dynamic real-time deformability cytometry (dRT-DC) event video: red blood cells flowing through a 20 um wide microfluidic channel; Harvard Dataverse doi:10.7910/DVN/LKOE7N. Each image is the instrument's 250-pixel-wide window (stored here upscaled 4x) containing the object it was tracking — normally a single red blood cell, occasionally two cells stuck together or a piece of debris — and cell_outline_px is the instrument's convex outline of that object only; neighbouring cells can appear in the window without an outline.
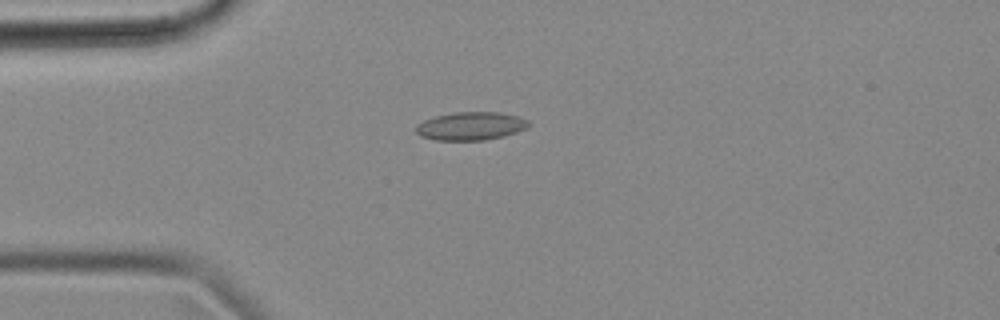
{"species": "common noctule bat (a hibernating species)", "species_latin": "Nyctalus noctula", "temperature_condition": "cold", "stored_images_in_passage": 44, "camera_frame_rate_fps": 3000, "um_per_image_px": 0.085, "animal": {"sex": "female", "body_mass_g": 18.4}, "frame": {"image": 1, "passage_image": 3, "time_ms": 0.667, "image_size_px": [1000, 320], "cell_outline_px": [[532, 124], [516, 132], [504, 136], [484, 140], [436, 140], [420, 136], [416, 132], [416, 124], [424, 120], [436, 116], [456, 112], [500, 112], [516, 116], [528, 120]], "centroid_in_image_um": [40.01, 10.71], "position_along_channel_um": 45.0, "area_um2": 18.44}}
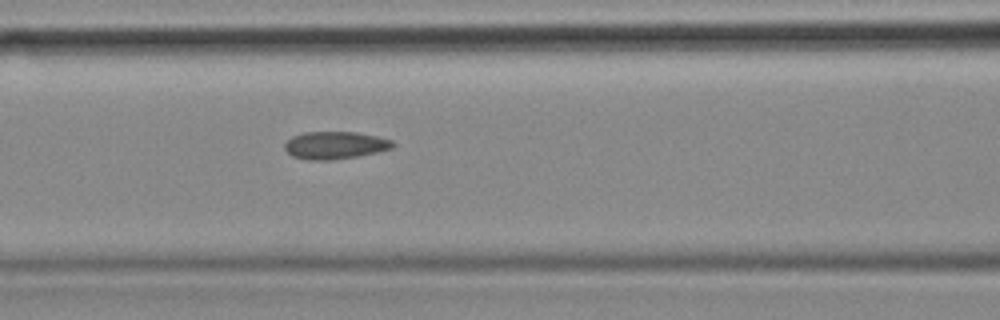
{"frame": {"image": 2, "passage_image": 12, "time_ms": 3.667, "image_size_px": [1000, 320], "cell_outline_px": [[396, 144], [392, 148], [376, 152], [356, 156], [332, 160], [308, 160], [292, 156], [284, 148], [284, 144], [292, 136], [304, 132], [356, 132], [376, 136], [392, 140]], "centroid_in_image_um": [28.46, 12.34], "position_along_channel_um": 138.1, "area_um2": 17.28}}
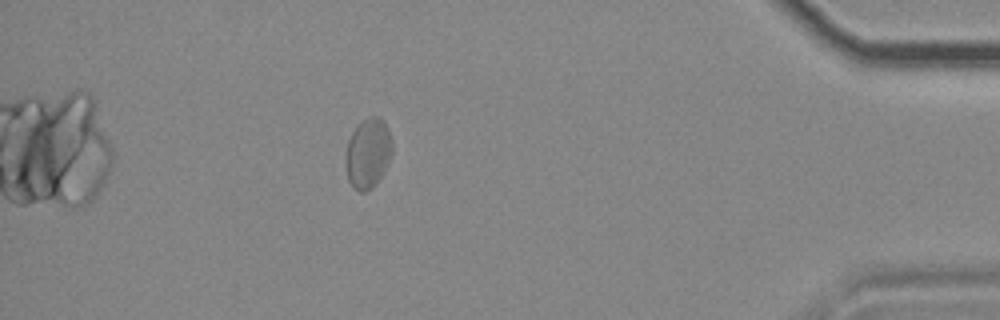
{"frame": {"image": 3, "passage_image": 38, "time_ms": 12.333, "image_size_px": [1000, 320], "cell_outline_px": [[392, 152], [384, 172], [376, 184], [372, 188], [364, 192], [360, 192], [348, 180], [344, 160], [348, 140], [356, 124], [368, 116], [376, 116], [388, 128], [392, 140]], "centroid_in_image_um": [31.26, 13.02], "position_along_channel_um": 403.9, "area_um2": 19.07}, "authors_computed_cell_mechanics": {"area_um2": 17.918, "velocity_mm_per_s": 3.6223, "shape_relaxation_time_tau1_ms": null, "shape_relaxation_time_tau2_ms": 3.3943, "deformation_change_tau1": null, "deformation_change_tau2": 0.0797}}